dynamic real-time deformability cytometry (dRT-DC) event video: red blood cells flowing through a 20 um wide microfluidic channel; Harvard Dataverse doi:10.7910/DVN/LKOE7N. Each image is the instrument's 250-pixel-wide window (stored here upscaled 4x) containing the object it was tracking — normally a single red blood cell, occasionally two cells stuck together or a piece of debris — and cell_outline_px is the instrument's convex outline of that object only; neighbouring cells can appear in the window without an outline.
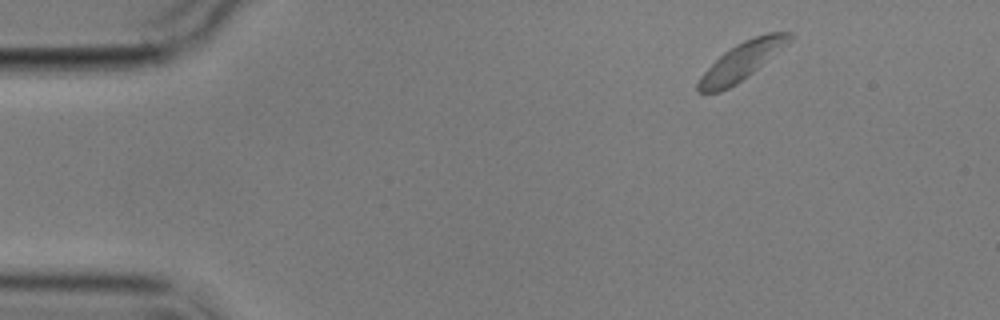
{"species": "common noctule bat (a hibernating species)", "species_latin": "Nyctalus noctula", "temperature_condition": "cold", "stored_images_in_passage": 4, "camera_frame_rate_fps": 3000, "um_per_image_px": 0.085, "animal": {"sex": "male", "body_mass_g": 17.9}, "frame": {"image": 1, "passage_image": 1, "time_ms": 0.0, "image_size_px": [1000, 320], "cell_outline_px": [[796, 36], [788, 44], [752, 72], [736, 84], [720, 92], [696, 92], [696, 84], [700, 76], [724, 52], [736, 44], [744, 40], [768, 32], [792, 32]], "centroid_in_image_um": [63.06, 5.18], "position_along_channel_um": 21.9, "area_um2": 19.77}}
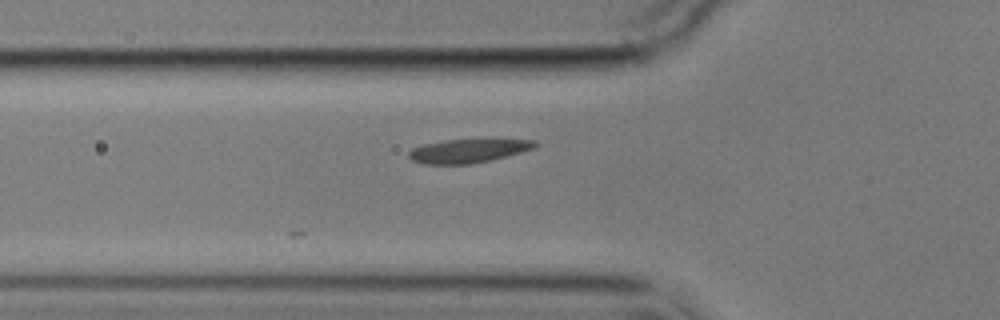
{"frame": {"image": 2, "passage_image": 4, "time_ms": 3.667, "image_size_px": [1000, 320], "cell_outline_px": [[540, 144], [536, 148], [492, 160], [472, 164], [424, 164], [412, 160], [408, 156], [408, 152], [412, 148], [424, 144], [444, 140], [492, 136], [536, 140]], "centroid_in_image_um": [39.94, 12.76], "position_along_channel_um": 85.9, "area_um2": 18.73}}